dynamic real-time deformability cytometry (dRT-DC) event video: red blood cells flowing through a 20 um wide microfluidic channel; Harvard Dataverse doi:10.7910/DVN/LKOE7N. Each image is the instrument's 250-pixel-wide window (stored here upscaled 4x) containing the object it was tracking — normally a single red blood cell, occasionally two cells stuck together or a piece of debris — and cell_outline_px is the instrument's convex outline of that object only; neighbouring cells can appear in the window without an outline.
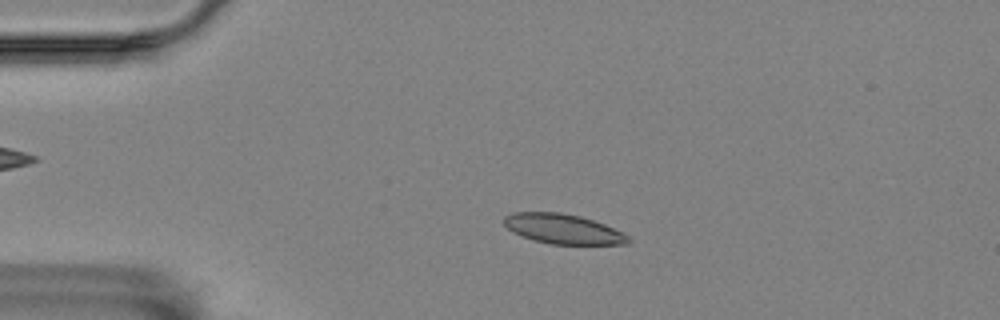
{"species": "Egyptian fruit bat (a non-hibernating species)", "species_latin": "Rousettus aegyptiacus", "temperature_condition": "room temperature", "stored_images_in_passage": 57, "camera_frame_rate_fps": 3000, "um_per_image_px": 0.085, "animal": {"sex": "female"}, "frame": {"image": 1, "passage_image": 12, "time_ms": 3.667, "image_size_px": [1000, 320], "cell_outline_px": [[632, 240], [628, 244], [552, 244], [532, 240], [512, 232], [504, 224], [504, 216], [512, 212], [560, 212], [580, 216], [604, 224], [628, 236]], "centroid_in_image_um": [47.82, 19.46], "position_along_channel_um": 37.2, "area_um2": 21.5}}
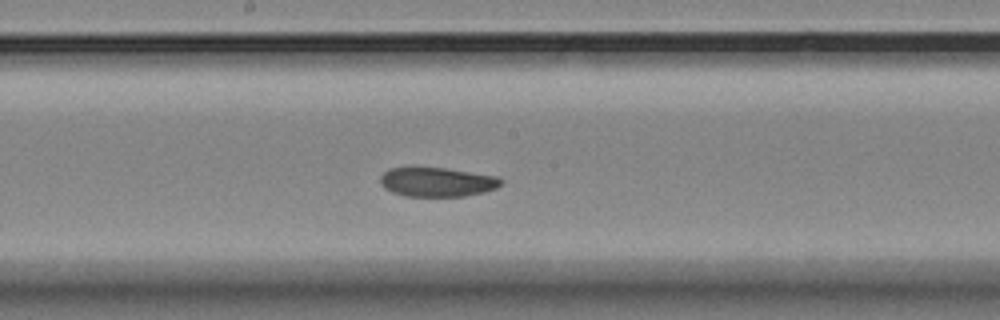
{"frame": {"image": 2, "passage_image": 30, "time_ms": 9.667, "image_size_px": [1000, 320], "cell_outline_px": [[504, 180], [496, 188], [484, 192], [464, 196], [404, 196], [392, 192], [384, 188], [380, 184], [380, 176], [388, 168], [444, 168], [496, 176]], "centroid_in_image_um": [37.13, 15.48], "position_along_channel_um": 211.1, "area_um2": 20.46}}
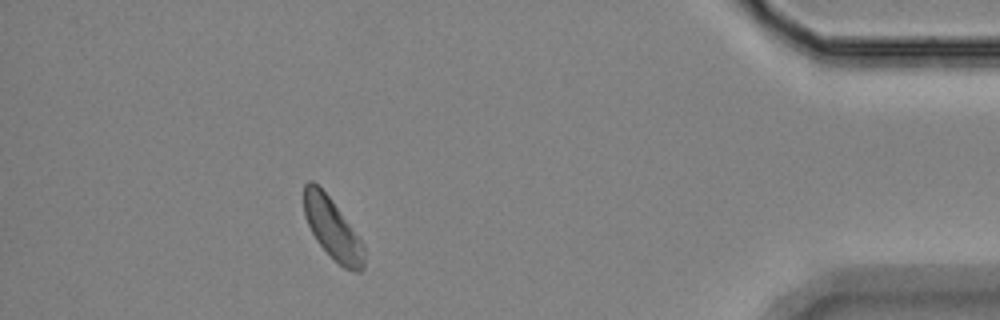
{"frame": {"image": 3, "passage_image": 51, "time_ms": 16.667, "image_size_px": [1000, 320], "cell_outline_px": [[364, 268], [360, 272], [356, 272], [344, 268], [316, 240], [304, 216], [304, 184], [308, 180], [312, 180], [332, 200], [364, 244]], "centroid_in_image_um": [28.26, 19.44], "position_along_channel_um": 406.9, "area_um2": 20.98}, "authors_computed_cell_mechanics": {"area_um2": 21.7328, "velocity_mm_per_s": 3.4732, "shape_relaxation_time_tau1_ms": 1.7969, "shape_relaxation_time_tau2_ms": null, "deformation_change_tau1": 0.055, "deformation_change_tau2": null}}